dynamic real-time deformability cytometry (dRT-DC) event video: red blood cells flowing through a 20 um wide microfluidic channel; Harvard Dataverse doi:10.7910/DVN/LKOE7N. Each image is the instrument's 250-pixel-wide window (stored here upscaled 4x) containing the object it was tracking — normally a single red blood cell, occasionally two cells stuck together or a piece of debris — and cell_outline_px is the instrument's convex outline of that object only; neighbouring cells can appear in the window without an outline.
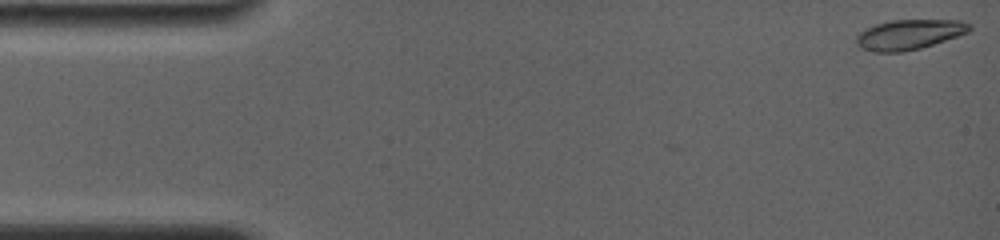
{"species": "common noctule bat (a hibernating species)", "species_latin": "Nyctalus noctula", "temperature_condition": "room temperature", "stored_images_in_passage": 64, "camera_frame_rate_fps": 4000, "um_per_image_px": 0.085, "animal": {"sex": "female", "body_mass_g": 19.0, "forearm_length_mm": 56.7}, "frame": {"image": 1, "passage_image": 1, "time_ms": 0.0, "image_size_px": [1000, 240], "cell_outline_px": [[972, 28], [968, 32], [920, 48], [904, 52], [872, 52], [860, 48], [856, 44], [856, 36], [864, 28], [876, 24], [892, 20], [960, 20], [972, 24]], "centroid_in_image_um": [77.24, 2.93], "position_along_channel_um": 7.8, "area_um2": 19.83}}
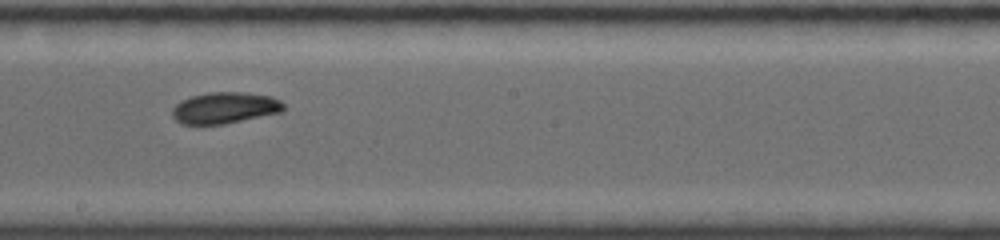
{"frame": {"image": 2, "passage_image": 36, "time_ms": 9.0, "image_size_px": [1000, 240], "cell_outline_px": [[284, 108], [280, 112], [224, 124], [180, 124], [172, 116], [172, 108], [180, 100], [192, 96], [208, 92], [244, 92], [272, 96], [280, 100], [284, 104]], "centroid_in_image_um": [19.08, 9.16], "position_along_channel_um": 229.1, "area_um2": 20.35}}
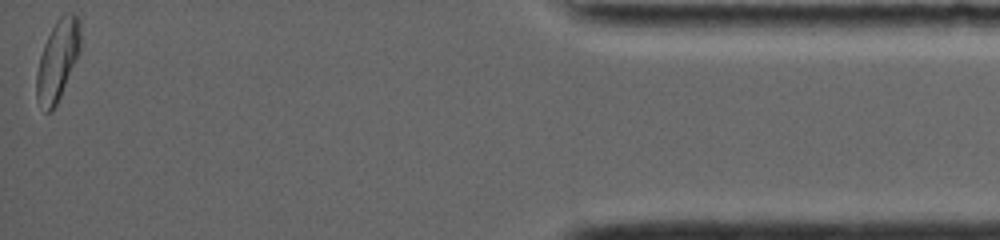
{"frame": {"image": 3, "passage_image": 64, "time_ms": 16.0, "image_size_px": [1000, 240], "cell_outline_px": [[80, 52], [60, 96], [52, 112], [44, 112], [36, 96], [36, 72], [40, 56], [44, 44], [56, 20], [64, 12], [72, 12], [80, 16]], "centroid_in_image_um": [4.91, 5.08], "position_along_channel_um": 430.3, "area_um2": 20.69}, "authors_computed_cell_mechanics": {"area_um2": 19.9699, "velocity_mm_per_s": 3.8428, "shape_relaxation_time_tau1_ms": 4.2312, "shape_relaxation_time_tau2_ms": 2.948, "deformation_change_tau1": 0.1519, "deformation_change_tau2": 0.0508}}